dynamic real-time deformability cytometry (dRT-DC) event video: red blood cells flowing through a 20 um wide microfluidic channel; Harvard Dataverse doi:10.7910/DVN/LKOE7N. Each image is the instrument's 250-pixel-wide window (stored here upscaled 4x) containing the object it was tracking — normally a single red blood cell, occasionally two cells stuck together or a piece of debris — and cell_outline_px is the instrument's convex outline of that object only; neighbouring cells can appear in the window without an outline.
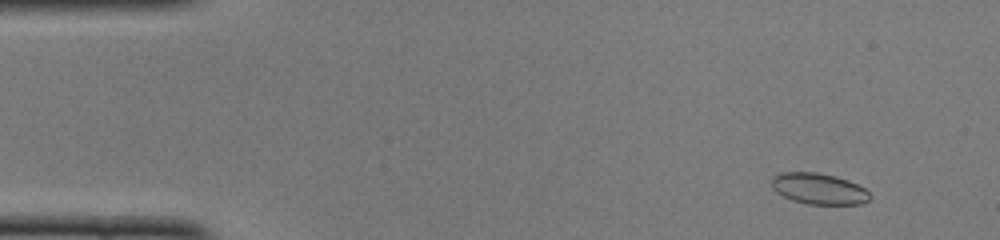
{"species": "common noctule bat (a hibernating species)", "species_latin": "Nyctalus noctula", "temperature_condition": "cold", "stored_images_in_passage": 51, "camera_frame_rate_fps": 3000, "um_per_image_px": 0.085, "animal": {"sex": "female", "body_mass_g": 22.0, "forearm_length_mm": 56.7}, "frame": {"image": 1, "passage_image": 5, "time_ms": 1.333, "image_size_px": [1000, 240], "cell_outline_px": [[872, 196], [868, 200], [860, 204], [808, 204], [792, 200], [776, 192], [772, 188], [772, 176], [780, 172], [816, 172], [836, 176], [848, 180], [864, 188]], "centroid_in_image_um": [69.58, 16.03], "position_along_channel_um": 15.4, "area_um2": 17.8}}
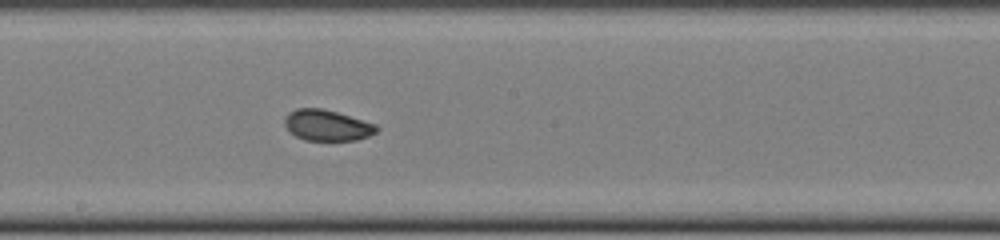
{"frame": {"image": 2, "passage_image": 28, "time_ms": 9.0, "image_size_px": [1000, 240], "cell_outline_px": [[380, 128], [376, 132], [368, 136], [356, 140], [304, 140], [288, 132], [284, 124], [284, 116], [288, 112], [296, 108], [320, 108], [336, 112], [376, 124]], "centroid_in_image_um": [27.76, 10.65], "position_along_channel_um": 220.4, "area_um2": 16.65}}
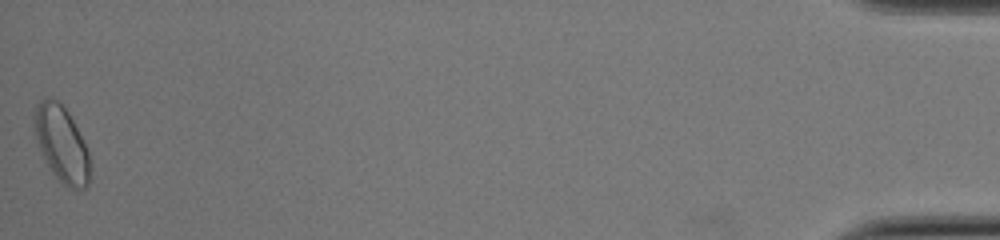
{"frame": {"image": 3, "passage_image": 51, "time_ms": 16.667, "image_size_px": [1000, 240], "cell_outline_px": [[88, 184], [84, 188], [76, 192], [64, 184], [52, 172], [40, 148], [36, 136], [32, 120], [32, 112], [36, 104], [40, 100], [48, 96], [56, 100], [68, 112], [88, 152]], "centroid_in_image_um": [5.19, 12.2], "position_along_channel_um": 430.0, "area_um2": 24.1}, "authors_computed_cell_mechanics": {"area_um2": 17.4556, "velocity_mm_per_s": 3.9779, "shape_relaxation_time_tau1_ms": 7.5414, "shape_relaxation_time_tau2_ms": 1.223, "deformation_change_tau1": 0.1076, "deformation_change_tau2": 0.0444}}